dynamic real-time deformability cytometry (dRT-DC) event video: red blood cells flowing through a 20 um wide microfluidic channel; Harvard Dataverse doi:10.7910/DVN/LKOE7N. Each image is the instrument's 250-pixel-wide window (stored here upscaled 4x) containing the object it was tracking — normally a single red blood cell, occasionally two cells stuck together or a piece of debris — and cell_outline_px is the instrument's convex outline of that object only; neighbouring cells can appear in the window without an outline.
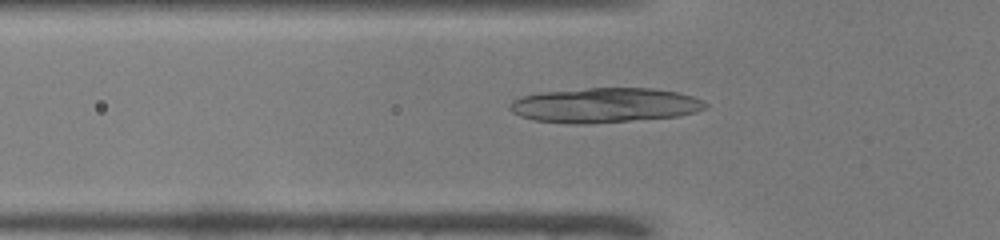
{"species": "common noctule bat (a hibernating species)", "species_latin": "Nyctalus noctula", "temperature_condition": "warm", "stored_images_in_passage": 38, "camera_frame_rate_fps": 3000, "um_per_image_px": 0.085, "animal": {"sex": "male", "body_mass_g": 19.0, "forearm_length_mm": 50.8}, "frame": {"image": 1, "passage_image": 5, "time_ms": 1.333, "image_size_px": [1000, 240], "cell_outline_px": [[708, 104], [704, 108], [696, 112], [680, 116], [584, 124], [568, 124], [532, 120], [520, 116], [512, 112], [508, 108], [508, 104], [512, 100], [520, 96], [540, 92], [588, 88], [652, 88], [676, 92], [692, 96]], "centroid_in_image_um": [51.33, 8.94], "position_along_channel_um": 74.5, "area_um2": 39.77}}
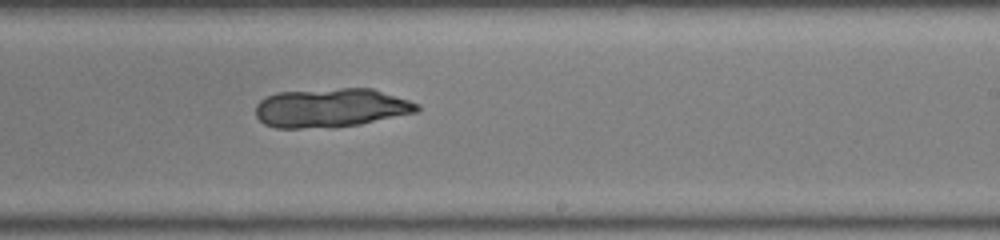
{"frame": {"image": 2, "passage_image": 19, "time_ms": 6.0, "image_size_px": [1000, 240], "cell_outline_px": [[420, 108], [416, 112], [360, 124], [336, 128], [276, 128], [264, 124], [256, 116], [256, 104], [260, 100], [276, 92], [340, 88], [372, 88], [420, 104]], "centroid_in_image_um": [28.11, 9.17], "position_along_channel_um": 260.9, "area_um2": 36.82}}
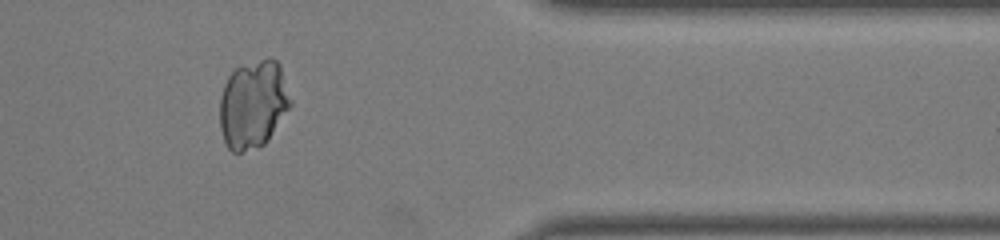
{"frame": {"image": 3, "passage_image": 30, "time_ms": 9.667, "image_size_px": [1000, 240], "cell_outline_px": [[292, 104], [268, 140], [264, 144], [240, 152], [232, 152], [228, 148], [224, 140], [220, 128], [220, 96], [224, 84], [228, 76], [236, 68], [268, 56], [276, 60], [280, 64], [292, 100]], "centroid_in_image_um": [21.53, 8.84], "position_along_channel_um": 389.9, "area_um2": 36.41}}